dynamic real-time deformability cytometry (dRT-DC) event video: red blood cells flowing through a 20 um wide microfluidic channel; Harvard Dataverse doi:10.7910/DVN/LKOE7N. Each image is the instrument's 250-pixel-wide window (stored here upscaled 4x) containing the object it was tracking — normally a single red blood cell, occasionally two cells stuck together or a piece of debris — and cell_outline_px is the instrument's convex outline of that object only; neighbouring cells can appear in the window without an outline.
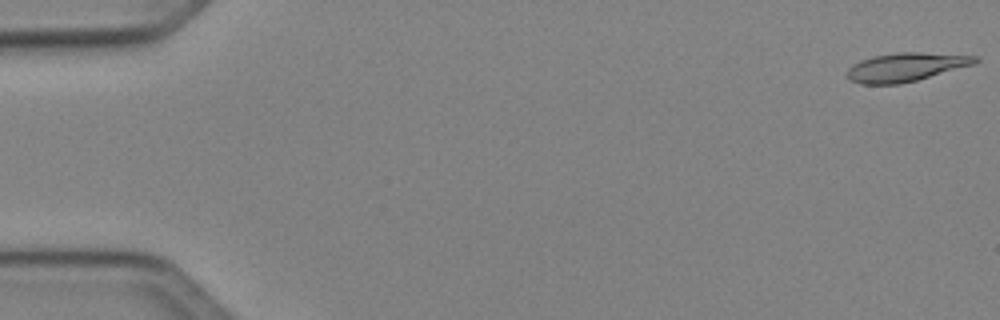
{"species": "Egyptian fruit bat (a non-hibernating species)", "species_latin": "Rousettus aegyptiacus", "temperature_condition": "cold", "stored_images_in_passage": 12, "camera_frame_rate_fps": 3000, "um_per_image_px": 0.085, "animal": {"sex": "female"}, "frame": {"image": 1, "passage_image": 1, "time_ms": 0.0, "image_size_px": [1000, 320], "cell_outline_px": [[980, 60], [976, 64], [916, 80], [900, 84], [860, 84], [852, 80], [848, 76], [848, 68], [852, 64], [860, 60], [872, 56], [896, 52], [920, 52], [980, 56]], "centroid_in_image_um": [77.03, 5.69], "position_along_channel_um": 8.0, "area_um2": 21.44}}